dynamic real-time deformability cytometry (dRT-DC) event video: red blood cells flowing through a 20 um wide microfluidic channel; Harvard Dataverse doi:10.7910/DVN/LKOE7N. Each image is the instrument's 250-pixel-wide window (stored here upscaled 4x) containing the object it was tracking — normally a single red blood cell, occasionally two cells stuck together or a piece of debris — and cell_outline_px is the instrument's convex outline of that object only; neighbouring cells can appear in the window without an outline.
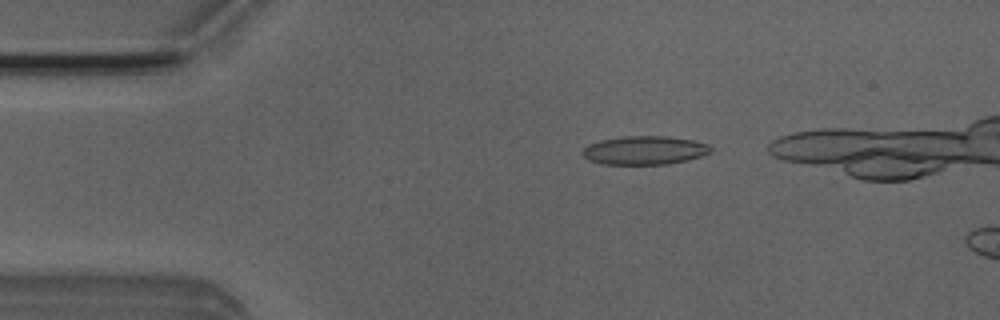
{"species": "Egyptian fruit bat (a non-hibernating species)", "species_latin": "Rousettus aegyptiacus", "temperature_condition": "room temperature", "stored_images_in_passage": 10, "camera_frame_rate_fps": 3000, "um_per_image_px": 0.085, "animal": {"sex": "male"}, "frame": {"image": 1, "passage_image": 5, "time_ms": 1.333, "image_size_px": [1000, 320], "cell_outline_px": [[712, 148], [708, 152], [700, 156], [688, 160], [668, 164], [600, 164], [588, 160], [584, 156], [584, 148], [588, 144], [600, 140], [624, 136], [668, 136], [692, 140], [708, 144]], "centroid_in_image_um": [54.77, 12.77], "position_along_channel_um": 30.2, "area_um2": 21.27}}